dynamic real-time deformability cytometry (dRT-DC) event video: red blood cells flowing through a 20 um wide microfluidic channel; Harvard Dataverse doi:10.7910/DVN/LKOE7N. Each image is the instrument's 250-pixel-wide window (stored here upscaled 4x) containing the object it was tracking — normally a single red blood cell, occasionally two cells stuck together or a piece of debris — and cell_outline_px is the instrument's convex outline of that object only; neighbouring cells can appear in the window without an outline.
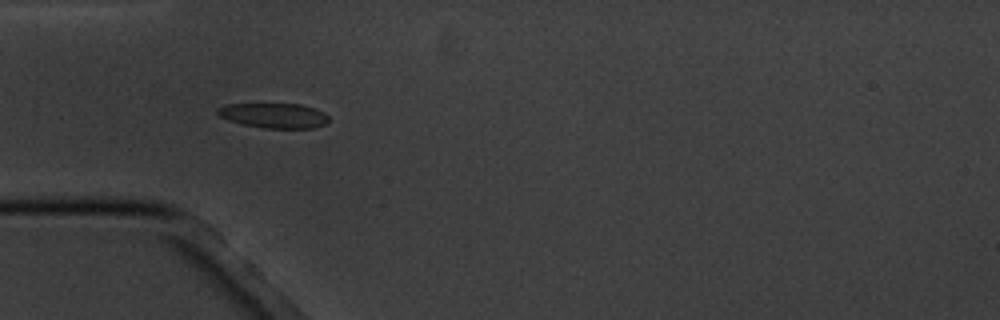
{"species": "common noctule bat (a hibernating species)", "species_latin": "Nyctalus noctula", "temperature_condition": "cold", "stored_images_in_passage": 7, "camera_frame_rate_fps": 3000, "um_per_image_px": 0.085, "animal": {"sex": "male", "body_mass_g": 20.1, "forearm_length_mm": 53.5}, "frame": {"image": 1, "passage_image": 6, "time_ms": 5.667, "image_size_px": [1000, 320], "cell_outline_px": [[328, 120], [324, 124], [316, 128], [264, 128], [240, 124], [228, 120], [220, 116], [216, 112], [216, 108], [224, 104], [300, 104], [316, 108], [324, 112], [328, 116]], "centroid_in_image_um": [23.27, 9.82], "position_along_channel_um": 61.7, "area_um2": 16.3}}
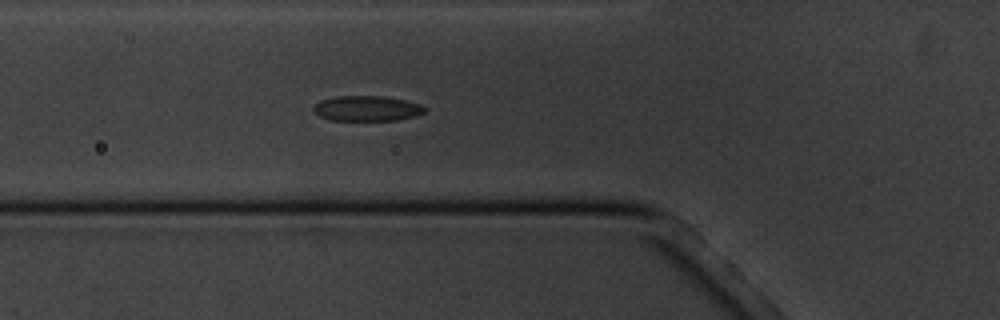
{"frame": {"image": 2, "passage_image": 7, "time_ms": 6.667, "image_size_px": [1000, 320], "cell_outline_px": [[428, 108], [424, 112], [416, 116], [396, 120], [328, 120], [320, 116], [312, 108], [320, 100], [336, 96], [380, 96], [404, 100], [420, 104]], "centroid_in_image_um": [31.2, 9.22], "position_along_channel_um": 94.6, "area_um2": 16.3}}